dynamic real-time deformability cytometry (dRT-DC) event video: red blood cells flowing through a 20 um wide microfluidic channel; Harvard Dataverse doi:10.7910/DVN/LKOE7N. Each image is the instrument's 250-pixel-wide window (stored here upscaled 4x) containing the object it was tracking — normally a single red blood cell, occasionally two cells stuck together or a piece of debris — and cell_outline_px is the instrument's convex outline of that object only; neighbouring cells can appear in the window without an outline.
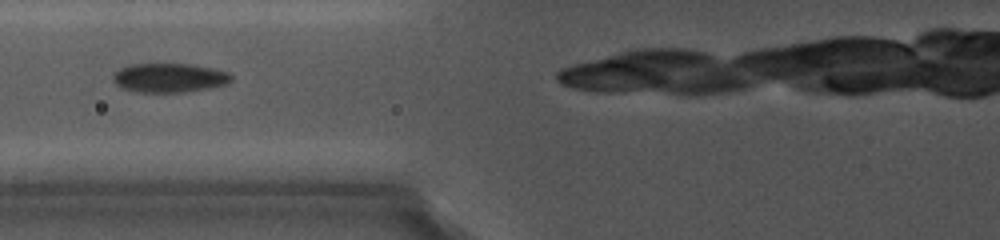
{"species": "common noctule bat (a hibernating species)", "species_latin": "Nyctalus noctula", "temperature_condition": "cold", "stored_images_in_passage": 7, "camera_frame_rate_fps": 5000, "um_per_image_px": 0.085, "animal": {"sex": "female", "body_mass_g": 19.0, "forearm_length_mm": 56.7}, "frame": {"image": 1, "passage_image": 2, "time_ms": 1.2, "image_size_px": [1000, 240], "cell_outline_px": [[232, 80], [224, 84], [204, 88], [176, 92], [144, 92], [124, 88], [116, 84], [116, 72], [120, 68], [128, 64], [192, 64], [212, 68], [228, 72], [232, 76]], "centroid_in_image_um": [14.41, 6.59], "position_along_channel_um": 111.4, "area_um2": 19.42}}